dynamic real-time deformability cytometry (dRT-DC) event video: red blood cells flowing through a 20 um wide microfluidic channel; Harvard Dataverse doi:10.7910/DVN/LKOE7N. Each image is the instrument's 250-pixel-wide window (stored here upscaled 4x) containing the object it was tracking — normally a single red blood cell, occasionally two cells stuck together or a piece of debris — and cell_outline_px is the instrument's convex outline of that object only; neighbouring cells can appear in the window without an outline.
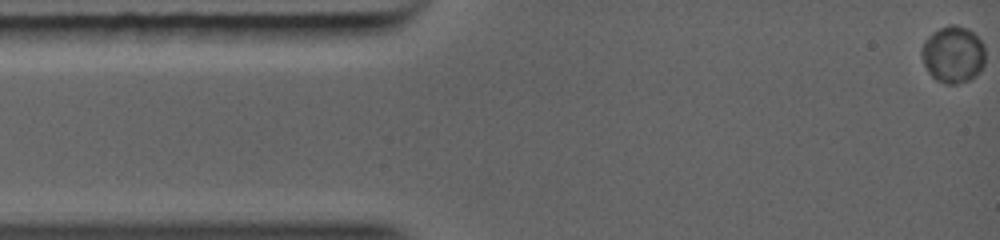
{"species": "common noctule bat (a hibernating species)", "species_latin": "Nyctalus noctula", "temperature_condition": "warm", "stored_images_in_passage": 47, "camera_frame_rate_fps": 5000, "um_per_image_px": 0.085, "animal": {"sex": "female", "body_mass_g": 19.0, "forearm_length_mm": 56.7}, "frame": {"image": 1, "passage_image": 1, "time_ms": 0.0, "image_size_px": [1000, 240], "cell_outline_px": [[984, 64], [968, 80], [956, 84], [948, 84], [936, 80], [928, 72], [924, 64], [920, 52], [920, 48], [928, 36], [932, 32], [948, 24], [956, 24], [972, 32], [984, 44]], "centroid_in_image_um": [80.97, 4.61], "position_along_channel_um": 4.0, "area_um2": 20.87}}
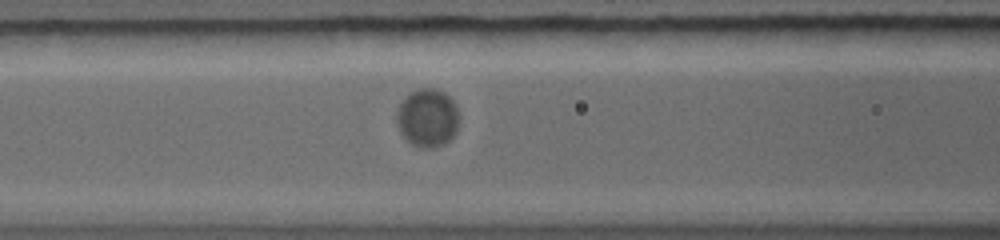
{"frame": {"image": 2, "passage_image": 24, "time_ms": 4.6, "image_size_px": [1000, 240], "cell_outline_px": [[456, 132], [444, 144], [432, 148], [420, 148], [412, 144], [404, 136], [396, 120], [396, 112], [400, 104], [412, 92], [420, 88], [436, 88], [444, 92], [452, 100], [456, 108]], "centroid_in_image_um": [36.32, 10.02], "position_along_channel_um": 130.3, "area_um2": 20.63}}
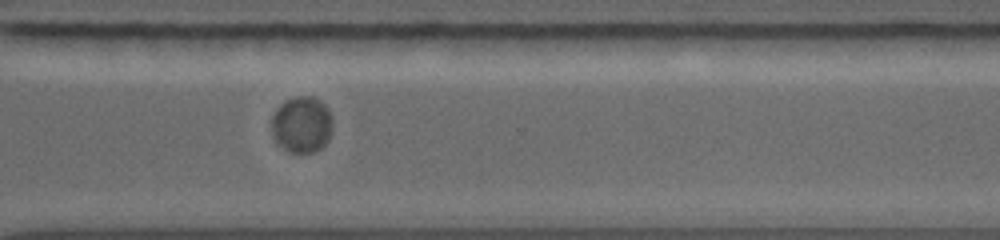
{"frame": {"image": 3, "passage_image": 46, "time_ms": 9.2, "image_size_px": [1000, 240], "cell_outline_px": [[332, 124], [328, 140], [320, 148], [312, 152], [292, 152], [276, 144], [272, 136], [272, 116], [276, 108], [284, 100], [296, 96], [312, 96], [320, 100], [328, 108], [332, 116]], "centroid_in_image_um": [25.63, 10.56], "position_along_channel_um": 345.0, "area_um2": 20.17}}